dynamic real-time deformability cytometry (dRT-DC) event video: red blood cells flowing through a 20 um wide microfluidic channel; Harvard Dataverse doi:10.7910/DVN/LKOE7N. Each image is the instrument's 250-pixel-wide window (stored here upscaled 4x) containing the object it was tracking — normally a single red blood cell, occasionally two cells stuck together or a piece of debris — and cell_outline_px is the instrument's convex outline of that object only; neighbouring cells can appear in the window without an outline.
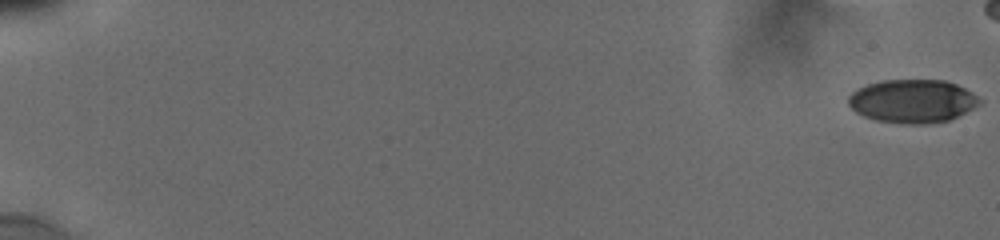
{"species": "human", "species_latin": "Homo sapiens", "temperature_condition": "cold", "stored_images_in_passage": 15, "camera_frame_rate_fps": 3000, "um_per_image_px": 0.085, "donor": {"sex": "male"}, "frame": {"image": 1, "passage_image": 1, "time_ms": 0.0, "image_size_px": [1000, 240], "cell_outline_px": [[984, 100], [980, 104], [948, 120], [924, 124], [908, 124], [876, 120], [864, 116], [856, 112], [848, 104], [848, 96], [856, 88], [880, 80], [944, 80], [956, 84], [972, 92]], "centroid_in_image_um": [77.55, 8.58], "position_along_channel_um": 7.5, "area_um2": 33.12}}